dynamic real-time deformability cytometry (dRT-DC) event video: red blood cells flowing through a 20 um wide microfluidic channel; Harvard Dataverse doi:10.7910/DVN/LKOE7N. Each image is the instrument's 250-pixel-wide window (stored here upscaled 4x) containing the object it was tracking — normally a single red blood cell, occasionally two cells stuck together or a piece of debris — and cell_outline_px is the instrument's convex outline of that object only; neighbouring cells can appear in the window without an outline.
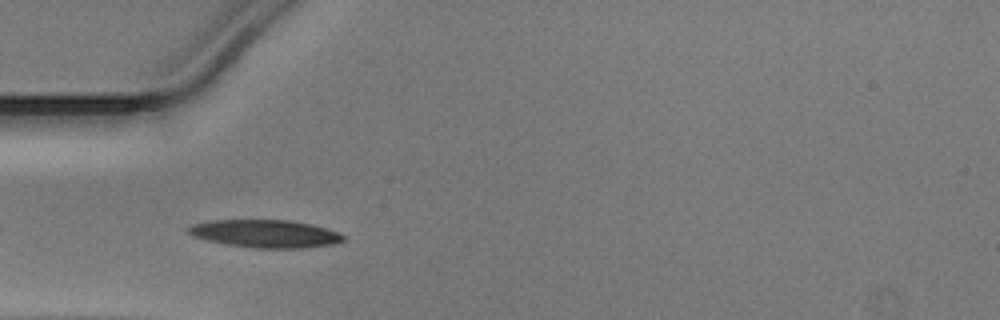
{"species": "Egyptian fruit bat (a non-hibernating species)", "species_latin": "Rousettus aegyptiacus", "temperature_condition": "warm", "stored_images_in_passage": 18, "camera_frame_rate_fps": 3000, "um_per_image_px": 0.085, "animal": {"sex": "male"}, "frame": {"image": 1, "passage_image": 3, "time_ms": 0.667, "image_size_px": [1000, 320], "cell_outline_px": [[348, 240], [332, 244], [300, 248], [256, 248], [228, 244], [208, 240], [192, 236], [184, 228], [192, 224], [208, 220], [288, 220], [312, 224], [348, 236]], "centroid_in_image_um": [22.54, 19.85], "position_along_channel_um": 62.5, "area_um2": 25.14}}
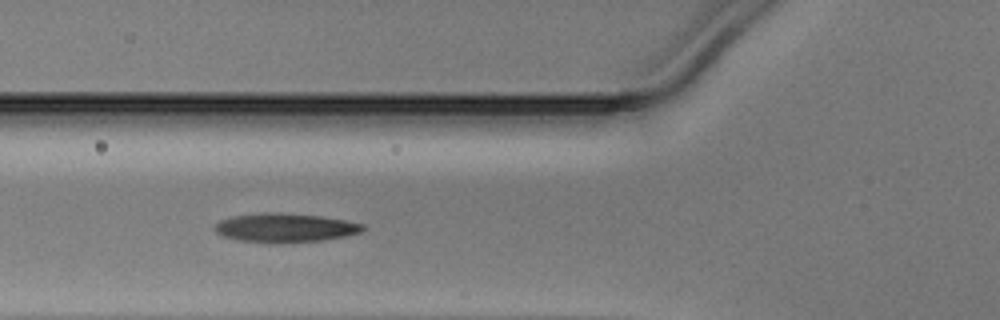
{"frame": {"image": 2, "passage_image": 6, "time_ms": 1.667, "image_size_px": [1000, 320], "cell_outline_px": [[364, 228], [360, 232], [344, 236], [320, 240], [240, 240], [224, 236], [216, 232], [216, 224], [220, 220], [232, 216], [268, 212], [320, 216], [344, 220], [364, 224]], "centroid_in_image_um": [24.25, 19.31], "position_along_channel_um": 101.6, "area_um2": 23.47}}